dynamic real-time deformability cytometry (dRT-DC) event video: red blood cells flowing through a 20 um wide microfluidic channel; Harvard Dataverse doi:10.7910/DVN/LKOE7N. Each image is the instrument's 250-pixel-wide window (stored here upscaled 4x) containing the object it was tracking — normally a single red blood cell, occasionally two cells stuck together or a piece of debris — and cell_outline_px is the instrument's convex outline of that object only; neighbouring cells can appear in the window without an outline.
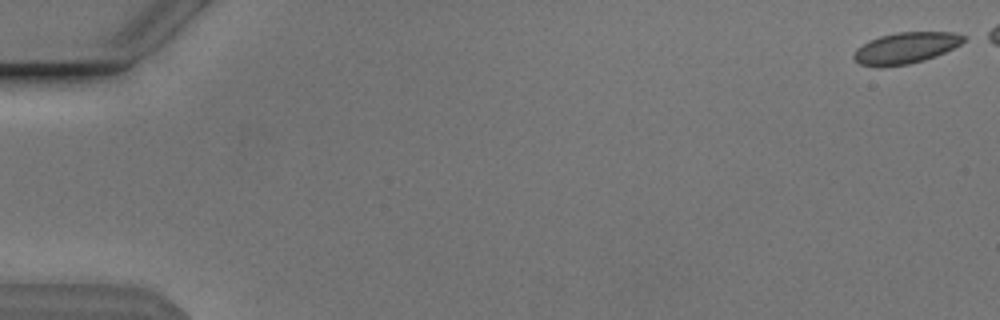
{"species": "Egyptian fruit bat (a non-hibernating species)", "species_latin": "Rousettus aegyptiacus", "temperature_condition": "cold", "stored_images_in_passage": 48, "camera_frame_rate_fps": 3000, "um_per_image_px": 0.085, "animal": {"sex": "male"}, "frame": {"image": 1, "passage_image": 1, "time_ms": 0.0, "image_size_px": [1000, 320], "cell_outline_px": [[964, 40], [960, 44], [936, 56], [924, 60], [908, 64], [880, 68], [860, 64], [852, 56], [856, 48], [868, 40], [880, 36], [896, 32], [952, 32], [964, 36]], "centroid_in_image_um": [76.92, 4.08], "position_along_channel_um": 8.1, "area_um2": 20.0}}
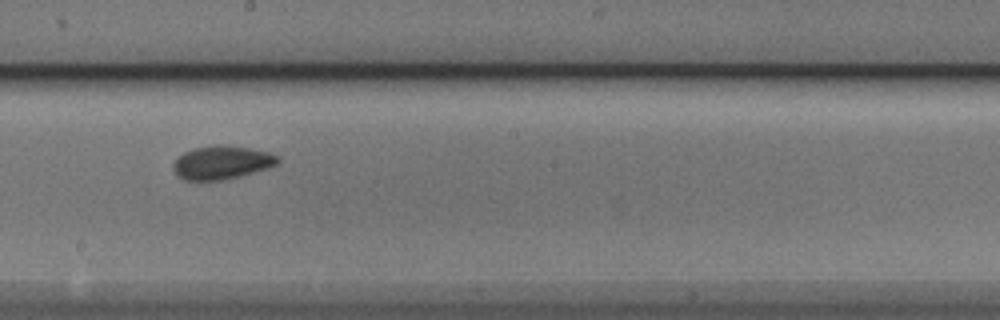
{"frame": {"image": 2, "passage_image": 31, "time_ms": 10.0, "image_size_px": [1000, 320], "cell_outline_px": [[280, 160], [276, 164], [264, 168], [236, 176], [220, 180], [184, 180], [176, 176], [172, 168], [172, 164], [184, 152], [192, 148], [212, 144], [224, 144], [248, 148], [268, 152], [280, 156]], "centroid_in_image_um": [18.78, 13.79], "position_along_channel_um": 229.4, "area_um2": 20.23}}
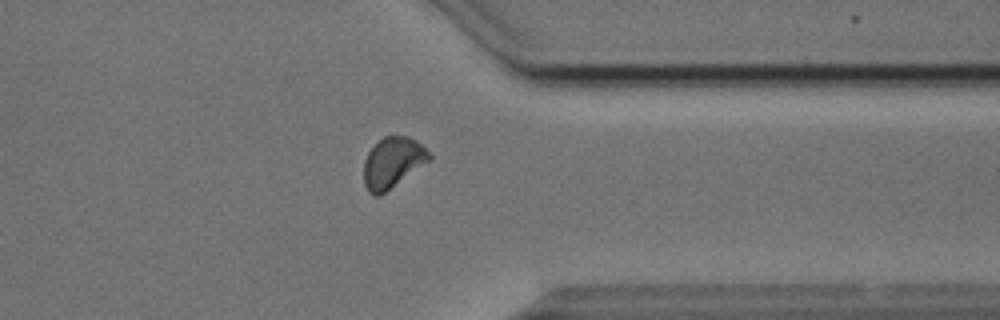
{"frame": {"image": 3, "passage_image": 43, "time_ms": 14.0, "image_size_px": [1000, 320], "cell_outline_px": [[432, 160], [380, 196], [372, 196], [368, 192], [364, 184], [364, 160], [368, 152], [384, 136], [408, 136], [416, 140], [432, 156]], "centroid_in_image_um": [33.38, 13.85], "position_along_channel_um": 378.0, "area_um2": 19.42}, "authors_computed_cell_mechanics": {"area_um2": 19.5653, "velocity_mm_per_s": 3.8148, "shape_relaxation_time_tau1_ms": 5.2412, "shape_relaxation_time_tau2_ms": 1.7028, "deformation_change_tau1": 0.0995, "deformation_change_tau2": 0.0562}}